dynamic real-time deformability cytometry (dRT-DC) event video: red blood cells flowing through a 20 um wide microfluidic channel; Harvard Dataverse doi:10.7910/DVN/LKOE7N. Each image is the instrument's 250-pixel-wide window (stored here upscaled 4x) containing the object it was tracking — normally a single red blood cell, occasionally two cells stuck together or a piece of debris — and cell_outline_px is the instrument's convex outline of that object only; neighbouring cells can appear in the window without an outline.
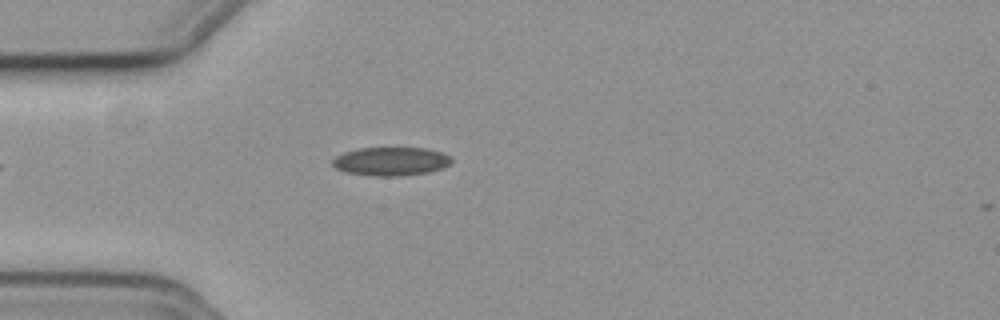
{"species": "common noctule bat (a hibernating species)", "species_latin": "Nyctalus noctula", "temperature_condition": "cold", "stored_images_in_passage": 3, "camera_frame_rate_fps": 3000, "um_per_image_px": 0.085, "animal": {"sex": "female", "body_mass_g": 19.3, "forearm_length_mm": 54.1}, "frame": {"image": 1, "passage_image": 1, "time_ms": 0.0, "image_size_px": [1000, 320], "cell_outline_px": [[452, 164], [444, 168], [428, 172], [400, 176], [372, 176], [344, 172], [336, 168], [332, 164], [332, 160], [336, 156], [344, 152], [360, 148], [424, 148], [444, 152], [452, 156]], "centroid_in_image_um": [33.27, 13.72], "position_along_channel_um": 51.7, "area_um2": 20.06}}